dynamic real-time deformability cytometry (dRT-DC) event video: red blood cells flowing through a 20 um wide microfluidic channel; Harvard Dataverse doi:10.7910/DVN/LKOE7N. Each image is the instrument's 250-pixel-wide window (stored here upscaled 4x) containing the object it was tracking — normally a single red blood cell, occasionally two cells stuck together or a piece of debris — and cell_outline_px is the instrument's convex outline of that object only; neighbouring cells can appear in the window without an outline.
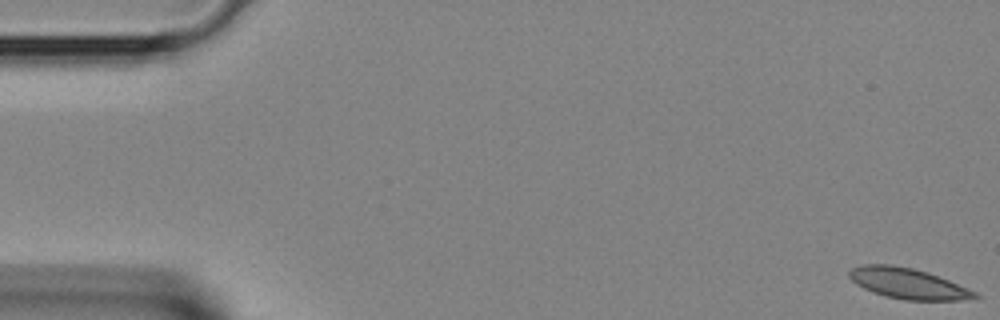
{"species": "Egyptian fruit bat (a non-hibernating species)", "species_latin": "Rousettus aegyptiacus", "temperature_condition": "room temperature", "stored_images_in_passage": 41, "camera_frame_rate_fps": 3000, "um_per_image_px": 0.085, "animal": {"sex": "female"}, "frame": {"image": 1, "passage_image": 1, "time_ms": 0.0, "image_size_px": [1000, 320], "cell_outline_px": [[980, 296], [960, 300], [904, 300], [884, 296], [872, 292], [856, 284], [848, 276], [848, 272], [852, 268], [864, 264], [892, 264], [912, 268], [948, 280], [976, 292]], "centroid_in_image_um": [77.11, 24.09], "position_along_channel_um": 7.9, "area_um2": 22.14}}
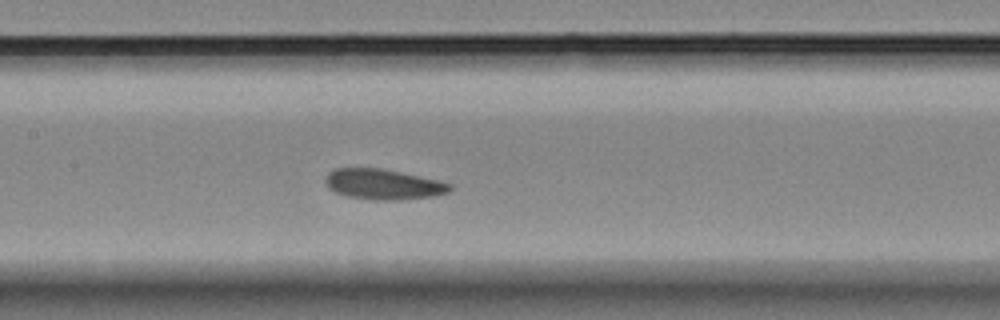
{"frame": {"image": 2, "passage_image": 19, "time_ms": 6.0, "image_size_px": [1000, 320], "cell_outline_px": [[452, 188], [448, 192], [432, 196], [396, 200], [376, 200], [348, 196], [336, 192], [328, 188], [324, 180], [328, 172], [336, 168], [380, 168], [440, 180], [452, 184]], "centroid_in_image_um": [32.57, 15.66], "position_along_channel_um": 174.8, "area_um2": 21.96}}
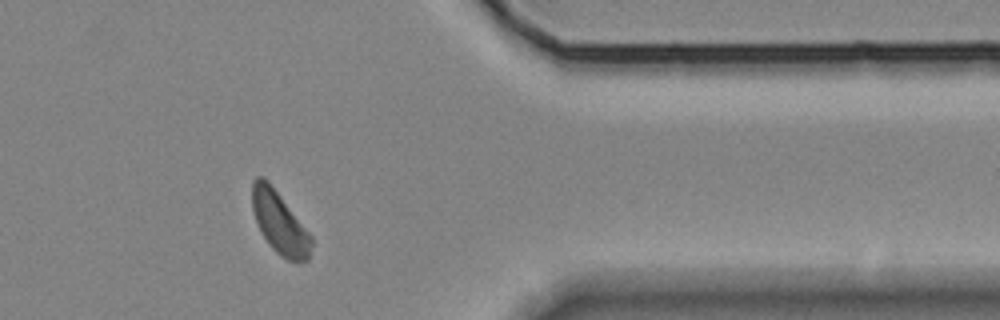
{"frame": {"image": 3, "passage_image": 33, "time_ms": 10.667, "image_size_px": [1000, 320], "cell_outline_px": [[312, 244], [308, 260], [288, 260], [280, 256], [268, 244], [260, 232], [252, 208], [252, 180], [256, 176], [264, 176], [268, 180], [312, 236]], "centroid_in_image_um": [23.74, 18.91], "position_along_channel_um": 387.7, "area_um2": 21.33}}